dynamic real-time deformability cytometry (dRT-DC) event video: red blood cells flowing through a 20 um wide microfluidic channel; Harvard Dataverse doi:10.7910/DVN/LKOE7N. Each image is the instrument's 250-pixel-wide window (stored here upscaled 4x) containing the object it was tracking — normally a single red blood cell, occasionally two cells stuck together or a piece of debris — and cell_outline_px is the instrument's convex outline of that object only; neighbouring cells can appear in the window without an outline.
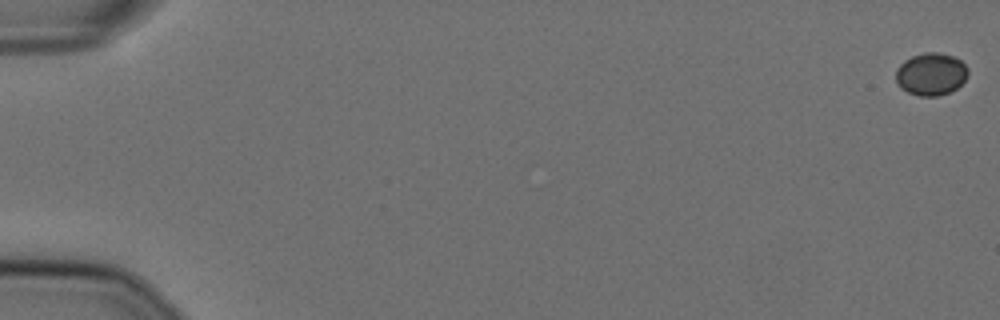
{"species": "Egyptian fruit bat (a non-hibernating species)", "species_latin": "Rousettus aegyptiacus", "temperature_condition": "cold", "stored_images_in_passage": 12, "camera_frame_rate_fps": 3000, "um_per_image_px": 0.085, "animal": {"sex": "female"}, "frame": {"image": 1, "passage_image": 1, "time_ms": 0.0, "image_size_px": [1000, 320], "cell_outline_px": [[968, 72], [964, 80], [956, 88], [948, 92], [936, 96], [920, 96], [908, 92], [900, 88], [896, 80], [896, 68], [904, 60], [912, 56], [924, 52], [936, 52], [952, 56], [960, 60], [968, 68]], "centroid_in_image_um": [79.1, 6.29], "position_along_channel_um": 5.9, "area_um2": 17.74}}